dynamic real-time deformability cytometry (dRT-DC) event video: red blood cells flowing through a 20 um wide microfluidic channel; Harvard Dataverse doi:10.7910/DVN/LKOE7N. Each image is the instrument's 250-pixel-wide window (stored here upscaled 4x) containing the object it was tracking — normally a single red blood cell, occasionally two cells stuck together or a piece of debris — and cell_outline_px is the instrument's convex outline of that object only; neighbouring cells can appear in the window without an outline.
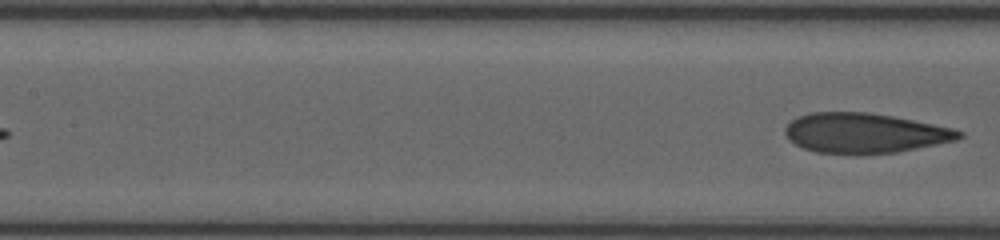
{"species": "human", "species_latin": "Homo sapiens", "temperature_condition": "room temperature", "stored_images_in_passage": 10, "segment_of_instrument_passage": [2, 2], "camera_frame_rate_fps": 3000, "um_per_image_px": 0.085, "donor": {"sex": "female"}, "frame": {"image": 1, "passage_image": 10, "time_ms": 5.667, "image_size_px": [1000, 240], "cell_outline_px": [[964, 136], [956, 140], [896, 152], [816, 152], [804, 148], [788, 140], [784, 132], [784, 128], [792, 120], [808, 112], [868, 112], [892, 116], [952, 128], [964, 132]], "centroid_in_image_um": [73.48, 11.28], "position_along_channel_um": 133.9, "area_um2": 39.65}}